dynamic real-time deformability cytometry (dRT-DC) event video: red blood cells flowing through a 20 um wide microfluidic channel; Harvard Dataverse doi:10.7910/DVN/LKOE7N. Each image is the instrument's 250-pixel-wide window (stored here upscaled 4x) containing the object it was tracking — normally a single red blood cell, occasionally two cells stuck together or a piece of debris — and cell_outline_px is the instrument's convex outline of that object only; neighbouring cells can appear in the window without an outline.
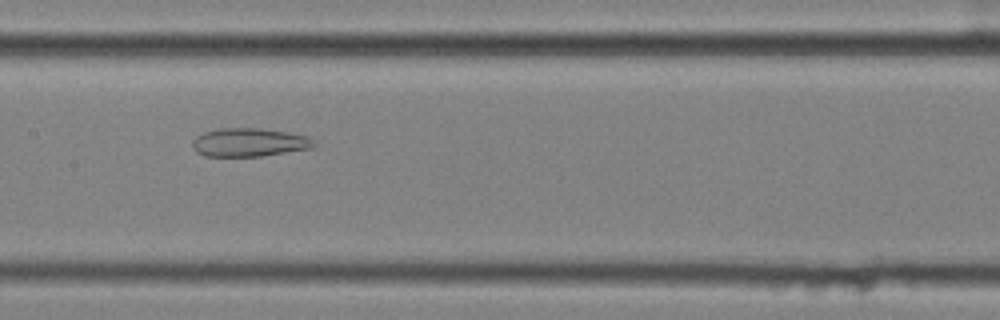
{"species": "common noctule bat (a hibernating species)", "species_latin": "Nyctalus noctula", "temperature_condition": "cold", "stored_images_in_passage": 42, "camera_frame_rate_fps": 3000, "um_per_image_px": 0.085, "animal": {"sex": "female", "body_mass_g": 25.1}, "frame": {"image": 1, "passage_image": 14, "time_ms": 4.333, "image_size_px": [1000, 320], "cell_outline_px": [[316, 144], [312, 148], [260, 156], [204, 156], [196, 152], [192, 148], [192, 140], [196, 136], [204, 132], [220, 128], [260, 128], [288, 132], [308, 136], [316, 140]], "centroid_in_image_um": [21.18, 12.1], "position_along_channel_um": 186.2, "area_um2": 20.29}}
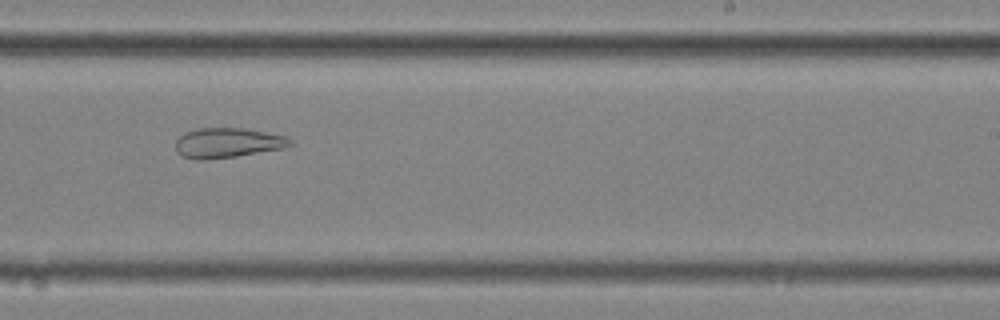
{"frame": {"image": 2, "passage_image": 21, "time_ms": 6.667, "image_size_px": [1000, 320], "cell_outline_px": [[292, 144], [284, 148], [236, 156], [208, 160], [196, 160], [180, 156], [176, 152], [176, 140], [184, 132], [200, 128], [244, 128], [288, 136], [292, 140]], "centroid_in_image_um": [19.33, 12.15], "position_along_channel_um": 269.7, "area_um2": 20.17}}
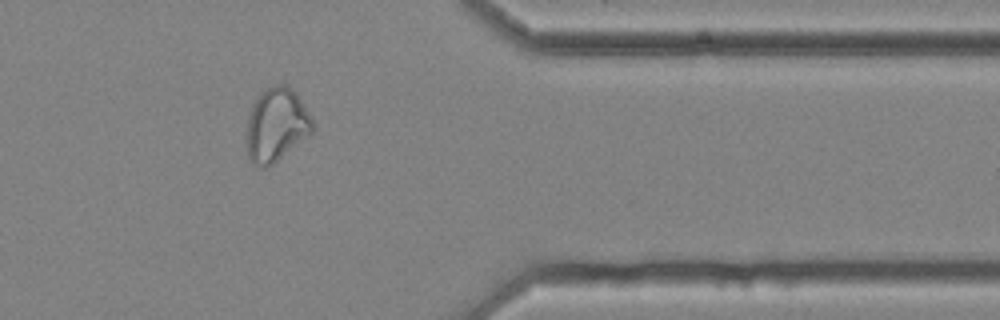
{"frame": {"image": 3, "passage_image": 32, "time_ms": 10.333, "image_size_px": [1000, 320], "cell_outline_px": [[316, 128], [312, 132], [272, 164], [264, 168], [260, 168], [252, 164], [248, 156], [244, 140], [248, 116], [252, 104], [260, 92], [264, 88], [272, 84], [284, 84], [296, 92], [312, 116]], "centroid_in_image_um": [23.46, 10.6], "position_along_channel_um": 387.9, "area_um2": 28.9}, "authors_computed_cell_mechanics": {"area_um2": 24.9985, "velocity_mm_per_s": 3.5859, "shape_relaxation_time_tau1_ms": null, "shape_relaxation_time_tau2_ms": 3.3762, "deformation_change_tau1": null, "deformation_change_tau2": 0.1119}}